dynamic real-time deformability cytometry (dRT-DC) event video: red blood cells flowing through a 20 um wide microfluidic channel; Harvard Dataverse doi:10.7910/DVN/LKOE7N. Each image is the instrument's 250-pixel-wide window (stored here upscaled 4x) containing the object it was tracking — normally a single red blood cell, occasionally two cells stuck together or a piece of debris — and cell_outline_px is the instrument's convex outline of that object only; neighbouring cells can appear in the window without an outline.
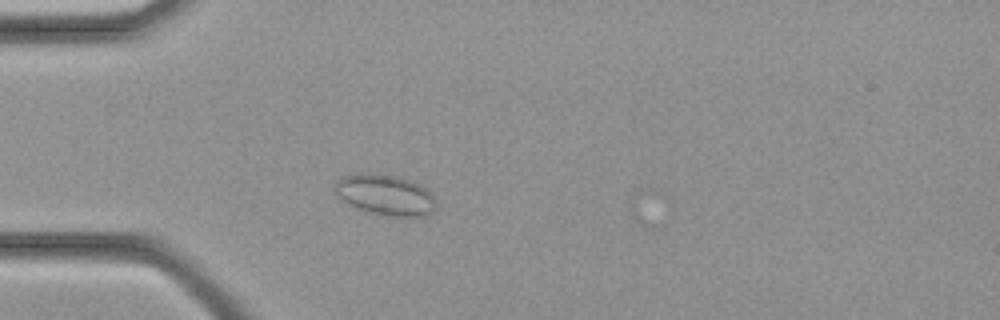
{"species": "common noctule bat (a hibernating species)", "species_latin": "Nyctalus noctula", "temperature_condition": "cold", "stored_images_in_passage": 4, "camera_frame_rate_fps": 3000, "um_per_image_px": 0.085, "animal": {"sex": "female", "body_mass_g": 21.9}, "frame": {"image": 1, "passage_image": 1, "time_ms": 0.0, "image_size_px": [1000, 320], "cell_outline_px": [[436, 208], [432, 212], [424, 216], [388, 216], [356, 208], [348, 204], [332, 188], [336, 180], [344, 176], [396, 176], [420, 184], [428, 188], [436, 200]], "centroid_in_image_um": [32.82, 16.61], "position_along_channel_um": 52.2, "area_um2": 23.29}}